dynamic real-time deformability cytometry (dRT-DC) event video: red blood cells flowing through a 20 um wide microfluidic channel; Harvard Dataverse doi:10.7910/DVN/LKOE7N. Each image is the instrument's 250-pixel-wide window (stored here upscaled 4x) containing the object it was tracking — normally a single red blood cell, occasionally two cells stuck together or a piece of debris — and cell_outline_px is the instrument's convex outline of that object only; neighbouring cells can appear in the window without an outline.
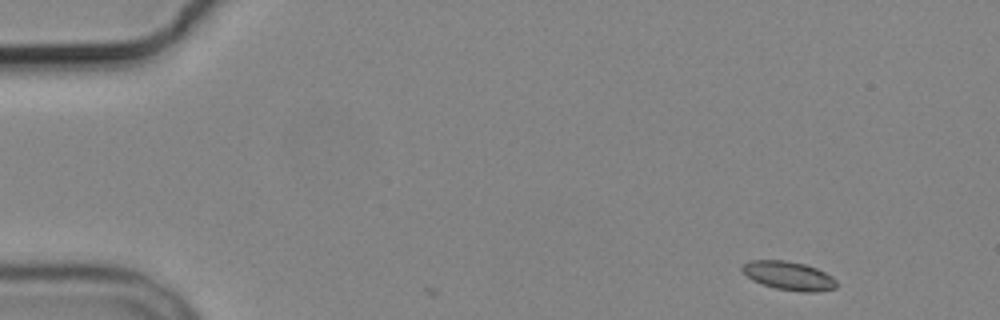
{"species": "common noctule bat (a hibernating species)", "species_latin": "Nyctalus noctula", "temperature_condition": "cold", "stored_images_in_passage": 4, "camera_frame_rate_fps": 3000, "um_per_image_px": 0.085, "animal": {"sex": "male", "body_mass_g": 19.2, "forearm_length_mm": 51.8}, "frame": {"image": 1, "passage_image": 1, "time_ms": 0.0, "image_size_px": [1000, 320], "cell_outline_px": [[836, 288], [816, 292], [800, 292], [776, 288], [752, 280], [740, 268], [744, 264], [752, 260], [784, 260], [804, 264], [816, 268], [832, 276], [836, 280]], "centroid_in_image_um": [67.06, 23.44], "position_along_channel_um": 17.9, "area_um2": 15.61}}
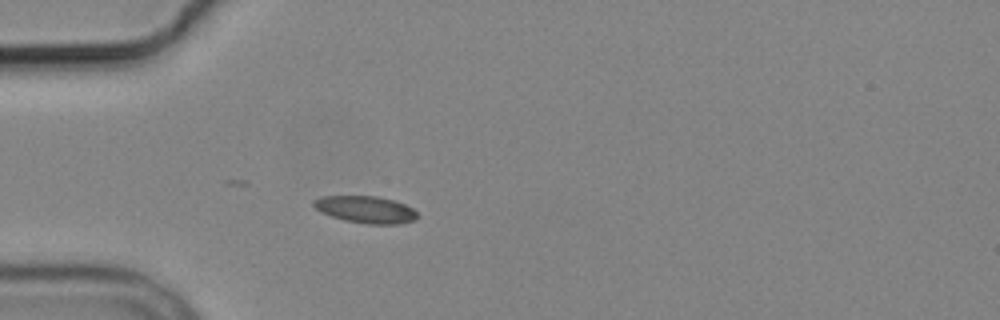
{"frame": {"image": 2, "passage_image": 4, "time_ms": 3.667, "image_size_px": [1000, 320], "cell_outline_px": [[416, 220], [400, 224], [368, 224], [344, 220], [320, 212], [312, 204], [312, 200], [320, 196], [376, 196], [392, 200], [404, 204], [412, 208], [416, 212]], "centroid_in_image_um": [31.05, 17.81], "position_along_channel_um": 53.9, "area_um2": 16.3}}